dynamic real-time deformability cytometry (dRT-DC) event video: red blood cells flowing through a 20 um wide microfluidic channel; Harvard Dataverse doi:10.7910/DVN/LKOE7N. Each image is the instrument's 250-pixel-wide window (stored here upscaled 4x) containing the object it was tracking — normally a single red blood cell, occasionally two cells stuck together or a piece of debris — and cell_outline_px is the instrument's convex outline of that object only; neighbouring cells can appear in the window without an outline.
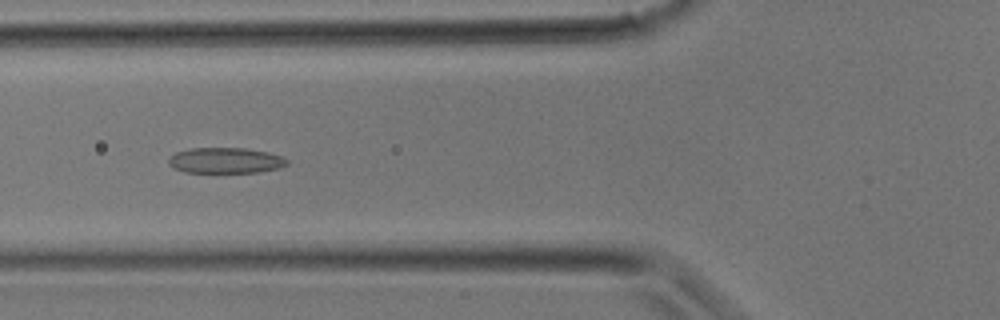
{"species": "common noctule bat (a hibernating species)", "species_latin": "Nyctalus noctula", "temperature_condition": "room temperature", "stored_images_in_passage": 33, "camera_frame_rate_fps": 3000, "um_per_image_px": 0.085, "animal": {"sex": "male", "body_mass_g": 17.9}, "frame": {"image": 1, "passage_image": 12, "time_ms": 3.667, "image_size_px": [1000, 320], "cell_outline_px": [[288, 164], [276, 168], [260, 172], [184, 172], [172, 168], [168, 164], [168, 160], [176, 152], [192, 148], [244, 148], [268, 152], [284, 156], [288, 160]], "centroid_in_image_um": [19.17, 13.64], "position_along_channel_um": 106.6, "area_um2": 17.69}}
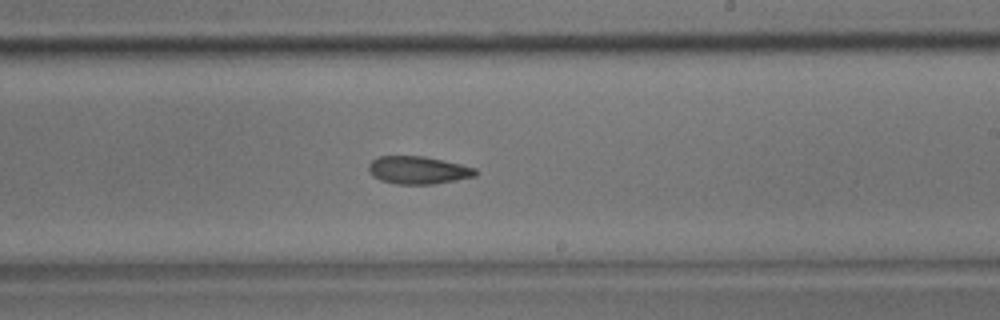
{"frame": {"image": 2, "passage_image": 19, "time_ms": 6.0, "image_size_px": [1000, 320], "cell_outline_px": [[480, 172], [476, 176], [436, 184], [396, 184], [380, 180], [372, 176], [368, 168], [368, 164], [376, 156], [424, 156], [460, 164], [476, 168]], "centroid_in_image_um": [35.54, 14.46], "position_along_channel_um": 253.5, "area_um2": 17.46}}
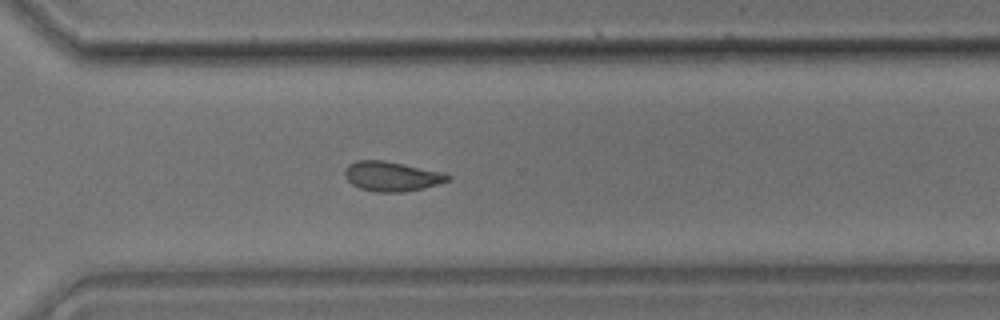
{"frame": {"image": 3, "passage_image": 23, "time_ms": 7.333, "image_size_px": [1000, 320], "cell_outline_px": [[452, 180], [440, 184], [404, 192], [376, 192], [360, 188], [352, 184], [344, 176], [344, 172], [348, 164], [356, 160], [384, 160], [440, 172], [452, 176]], "centroid_in_image_um": [33.29, 14.99], "position_along_channel_um": 337.3, "area_um2": 17.8}}